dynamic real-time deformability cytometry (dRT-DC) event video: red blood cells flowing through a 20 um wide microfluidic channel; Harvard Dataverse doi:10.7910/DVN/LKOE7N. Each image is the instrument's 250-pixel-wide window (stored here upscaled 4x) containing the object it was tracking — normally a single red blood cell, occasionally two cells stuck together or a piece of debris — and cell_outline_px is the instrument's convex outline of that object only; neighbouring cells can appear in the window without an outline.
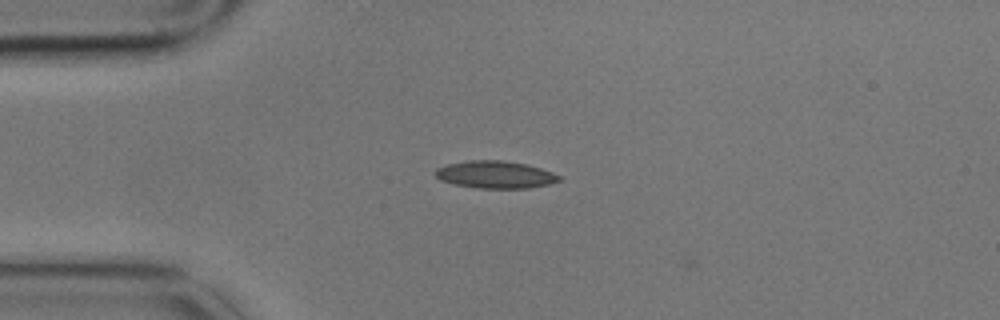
{"species": "common noctule bat (a hibernating species)", "species_latin": "Nyctalus noctula", "temperature_condition": "cold", "stored_images_in_passage": 4, "camera_frame_rate_fps": 3000, "um_per_image_px": 0.085, "animal": {"sex": "male", "body_mass_g": 17.9}, "frame": {"image": 1, "passage_image": 4, "time_ms": 1.0, "image_size_px": [1000, 320], "cell_outline_px": [[560, 180], [548, 184], [528, 188], [476, 188], [456, 184], [440, 180], [432, 172], [436, 168], [448, 164], [468, 160], [504, 160], [528, 164], [552, 172], [560, 176]], "centroid_in_image_um": [42.07, 14.83], "position_along_channel_um": 42.9, "area_um2": 19.77}}